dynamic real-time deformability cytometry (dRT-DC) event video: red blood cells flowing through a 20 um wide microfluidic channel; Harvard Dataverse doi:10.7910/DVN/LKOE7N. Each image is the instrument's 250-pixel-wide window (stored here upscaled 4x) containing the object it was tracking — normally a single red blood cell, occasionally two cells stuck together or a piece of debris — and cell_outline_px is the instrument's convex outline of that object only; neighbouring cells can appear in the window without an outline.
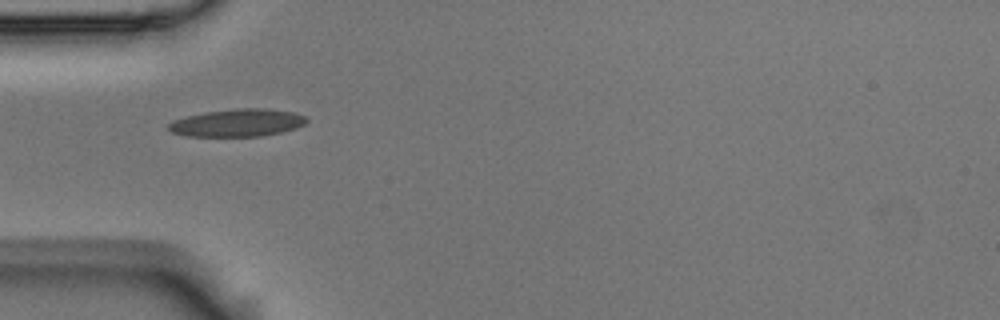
{"species": "Egyptian fruit bat (a non-hibernating species)", "species_latin": "Rousettus aegyptiacus", "temperature_condition": "room temperature", "stored_images_in_passage": 5, "camera_frame_rate_fps": 3000, "um_per_image_px": 0.085, "animal": {"sex": "male"}, "frame": {"image": 1, "passage_image": 5, "time_ms": 1.333, "image_size_px": [1000, 320], "cell_outline_px": [[308, 120], [304, 124], [296, 128], [280, 132], [260, 136], [184, 136], [172, 132], [168, 128], [168, 124], [172, 120], [204, 112], [240, 108], [264, 108], [296, 112], [304, 116]], "centroid_in_image_um": [20.18, 10.43], "position_along_channel_um": 64.8, "area_um2": 22.14}}